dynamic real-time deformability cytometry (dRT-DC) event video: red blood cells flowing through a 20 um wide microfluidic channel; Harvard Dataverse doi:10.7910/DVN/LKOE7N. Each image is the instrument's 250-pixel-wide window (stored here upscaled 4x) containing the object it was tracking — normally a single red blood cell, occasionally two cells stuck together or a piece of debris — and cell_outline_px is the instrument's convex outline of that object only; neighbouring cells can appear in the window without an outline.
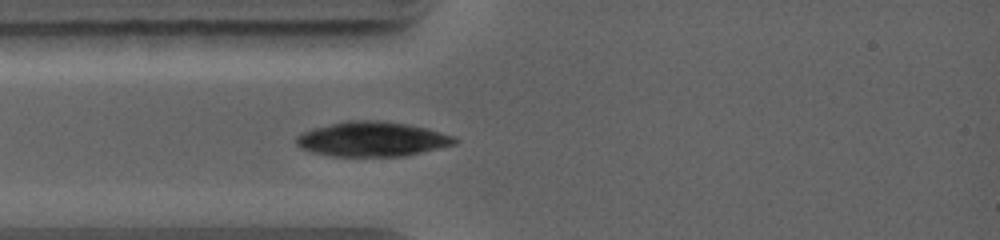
{"species": "common noctule bat (a hibernating species)", "species_latin": "Nyctalus noctula", "temperature_condition": "warm", "stored_images_in_passage": 3, "camera_frame_rate_fps": 5000, "um_per_image_px": 0.085, "animal": {"sex": "female", "body_mass_g": 19.0, "forearm_length_mm": 56.7}, "frame": {"image": 1, "passage_image": 3, "time_ms": 1.6, "image_size_px": [1000, 240], "cell_outline_px": [[460, 140], [456, 144], [404, 156], [332, 156], [312, 152], [300, 148], [296, 144], [296, 136], [300, 132], [312, 128], [348, 120], [380, 120], [408, 124], [440, 132], [452, 136]], "centroid_in_image_um": [31.59, 11.82], "position_along_channel_um": 53.4, "area_um2": 32.08}}